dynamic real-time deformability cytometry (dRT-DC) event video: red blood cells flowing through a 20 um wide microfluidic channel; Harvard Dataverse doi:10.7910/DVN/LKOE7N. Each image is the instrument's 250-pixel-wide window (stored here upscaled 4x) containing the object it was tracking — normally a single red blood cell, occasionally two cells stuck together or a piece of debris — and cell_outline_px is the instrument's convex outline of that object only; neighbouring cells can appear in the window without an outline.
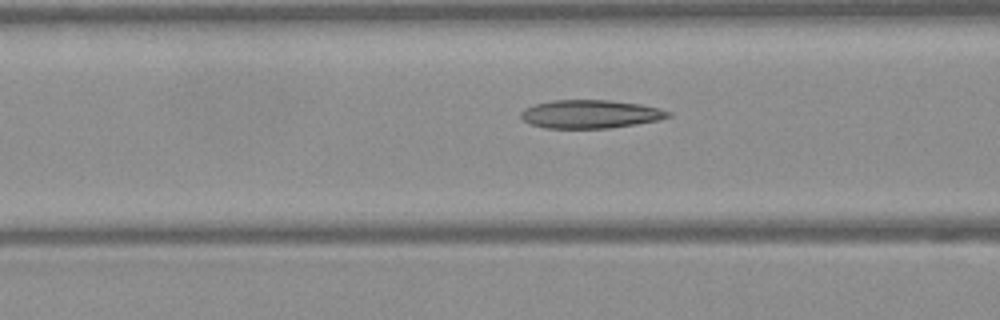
{"species": "Egyptian fruit bat (a non-hibernating species)", "species_latin": "Rousettus aegyptiacus", "temperature_condition": "warm", "stored_images_in_passage": 13, "camera_frame_rate_fps": 3000, "um_per_image_px": 0.085, "frame": {"image": 1, "passage_image": 11, "time_ms": 3.333, "image_size_px": [1000, 320], "cell_outline_px": [[672, 116], [656, 120], [608, 128], [544, 128], [532, 124], [524, 120], [520, 116], [520, 112], [524, 108], [536, 104], [552, 100], [608, 100], [640, 104], [672, 112]], "centroid_in_image_um": [50.14, 9.69], "position_along_channel_um": 116.5, "area_um2": 24.04}}